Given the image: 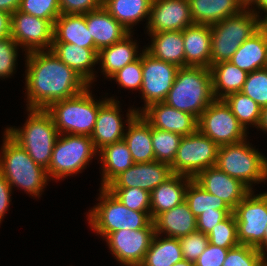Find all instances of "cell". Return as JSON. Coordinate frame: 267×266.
Segmentation results:
<instances>
[{
  "mask_svg": "<svg viewBox=\"0 0 267 266\" xmlns=\"http://www.w3.org/2000/svg\"><path fill=\"white\" fill-rule=\"evenodd\" d=\"M185 201L195 217L202 212L218 210H232L220 197L210 194L194 179H192L186 189Z\"/></svg>",
  "mask_w": 267,
  "mask_h": 266,
  "instance_id": "cell-35",
  "label": "cell"
},
{
  "mask_svg": "<svg viewBox=\"0 0 267 266\" xmlns=\"http://www.w3.org/2000/svg\"><path fill=\"white\" fill-rule=\"evenodd\" d=\"M98 154L88 135L59 134L46 170L49 179H63L81 172ZM51 177V178H50Z\"/></svg>",
  "mask_w": 267,
  "mask_h": 266,
  "instance_id": "cell-9",
  "label": "cell"
},
{
  "mask_svg": "<svg viewBox=\"0 0 267 266\" xmlns=\"http://www.w3.org/2000/svg\"><path fill=\"white\" fill-rule=\"evenodd\" d=\"M240 244L257 248L267 226V193L251 191L234 209Z\"/></svg>",
  "mask_w": 267,
  "mask_h": 266,
  "instance_id": "cell-12",
  "label": "cell"
},
{
  "mask_svg": "<svg viewBox=\"0 0 267 266\" xmlns=\"http://www.w3.org/2000/svg\"><path fill=\"white\" fill-rule=\"evenodd\" d=\"M120 101L113 97L99 107L94 130L90 136L97 151L124 138V123L120 114Z\"/></svg>",
  "mask_w": 267,
  "mask_h": 266,
  "instance_id": "cell-20",
  "label": "cell"
},
{
  "mask_svg": "<svg viewBox=\"0 0 267 266\" xmlns=\"http://www.w3.org/2000/svg\"><path fill=\"white\" fill-rule=\"evenodd\" d=\"M210 70L215 99H224L231 93L241 92L248 75L230 61L213 64Z\"/></svg>",
  "mask_w": 267,
  "mask_h": 266,
  "instance_id": "cell-32",
  "label": "cell"
},
{
  "mask_svg": "<svg viewBox=\"0 0 267 266\" xmlns=\"http://www.w3.org/2000/svg\"><path fill=\"white\" fill-rule=\"evenodd\" d=\"M223 100L246 131L247 125L257 126L258 129L261 119V107L257 102L242 92L231 93Z\"/></svg>",
  "mask_w": 267,
  "mask_h": 266,
  "instance_id": "cell-36",
  "label": "cell"
},
{
  "mask_svg": "<svg viewBox=\"0 0 267 266\" xmlns=\"http://www.w3.org/2000/svg\"><path fill=\"white\" fill-rule=\"evenodd\" d=\"M194 180L207 192L224 200L232 210L251 192L245 184L217 166L201 171Z\"/></svg>",
  "mask_w": 267,
  "mask_h": 266,
  "instance_id": "cell-19",
  "label": "cell"
},
{
  "mask_svg": "<svg viewBox=\"0 0 267 266\" xmlns=\"http://www.w3.org/2000/svg\"><path fill=\"white\" fill-rule=\"evenodd\" d=\"M173 266H194V263L183 259V260L177 262L176 264H174Z\"/></svg>",
  "mask_w": 267,
  "mask_h": 266,
  "instance_id": "cell-59",
  "label": "cell"
},
{
  "mask_svg": "<svg viewBox=\"0 0 267 266\" xmlns=\"http://www.w3.org/2000/svg\"><path fill=\"white\" fill-rule=\"evenodd\" d=\"M107 189L127 208L133 211H150V192L138 187Z\"/></svg>",
  "mask_w": 267,
  "mask_h": 266,
  "instance_id": "cell-40",
  "label": "cell"
},
{
  "mask_svg": "<svg viewBox=\"0 0 267 266\" xmlns=\"http://www.w3.org/2000/svg\"><path fill=\"white\" fill-rule=\"evenodd\" d=\"M3 138L0 173L11 188L18 187L33 197H40L39 194L49 181L46 169L36 164L25 149L6 131Z\"/></svg>",
  "mask_w": 267,
  "mask_h": 266,
  "instance_id": "cell-3",
  "label": "cell"
},
{
  "mask_svg": "<svg viewBox=\"0 0 267 266\" xmlns=\"http://www.w3.org/2000/svg\"><path fill=\"white\" fill-rule=\"evenodd\" d=\"M172 175L171 166L167 163L159 161L134 163L119 174L106 188L138 187L151 193Z\"/></svg>",
  "mask_w": 267,
  "mask_h": 266,
  "instance_id": "cell-17",
  "label": "cell"
},
{
  "mask_svg": "<svg viewBox=\"0 0 267 266\" xmlns=\"http://www.w3.org/2000/svg\"><path fill=\"white\" fill-rule=\"evenodd\" d=\"M61 14H86L99 9L103 0H59Z\"/></svg>",
  "mask_w": 267,
  "mask_h": 266,
  "instance_id": "cell-47",
  "label": "cell"
},
{
  "mask_svg": "<svg viewBox=\"0 0 267 266\" xmlns=\"http://www.w3.org/2000/svg\"><path fill=\"white\" fill-rule=\"evenodd\" d=\"M26 55L27 109H47L53 102L73 97L90 84L51 50Z\"/></svg>",
  "mask_w": 267,
  "mask_h": 266,
  "instance_id": "cell-1",
  "label": "cell"
},
{
  "mask_svg": "<svg viewBox=\"0 0 267 266\" xmlns=\"http://www.w3.org/2000/svg\"><path fill=\"white\" fill-rule=\"evenodd\" d=\"M17 42L10 36L0 40V78H8L16 69Z\"/></svg>",
  "mask_w": 267,
  "mask_h": 266,
  "instance_id": "cell-45",
  "label": "cell"
},
{
  "mask_svg": "<svg viewBox=\"0 0 267 266\" xmlns=\"http://www.w3.org/2000/svg\"><path fill=\"white\" fill-rule=\"evenodd\" d=\"M215 100L210 68L180 67L165 103L199 119Z\"/></svg>",
  "mask_w": 267,
  "mask_h": 266,
  "instance_id": "cell-2",
  "label": "cell"
},
{
  "mask_svg": "<svg viewBox=\"0 0 267 266\" xmlns=\"http://www.w3.org/2000/svg\"><path fill=\"white\" fill-rule=\"evenodd\" d=\"M211 7V25L226 19L227 17L239 14L243 7L237 0H212Z\"/></svg>",
  "mask_w": 267,
  "mask_h": 266,
  "instance_id": "cell-46",
  "label": "cell"
},
{
  "mask_svg": "<svg viewBox=\"0 0 267 266\" xmlns=\"http://www.w3.org/2000/svg\"><path fill=\"white\" fill-rule=\"evenodd\" d=\"M130 32L122 40L112 44L111 46L102 48L98 52V62L101 63V69L105 77L110 78L125 65L135 61L140 53L138 45L131 38Z\"/></svg>",
  "mask_w": 267,
  "mask_h": 266,
  "instance_id": "cell-29",
  "label": "cell"
},
{
  "mask_svg": "<svg viewBox=\"0 0 267 266\" xmlns=\"http://www.w3.org/2000/svg\"><path fill=\"white\" fill-rule=\"evenodd\" d=\"M256 9L263 10L264 13L267 12V0H258V2L255 4Z\"/></svg>",
  "mask_w": 267,
  "mask_h": 266,
  "instance_id": "cell-58",
  "label": "cell"
},
{
  "mask_svg": "<svg viewBox=\"0 0 267 266\" xmlns=\"http://www.w3.org/2000/svg\"><path fill=\"white\" fill-rule=\"evenodd\" d=\"M21 0H0V10L13 14L19 9Z\"/></svg>",
  "mask_w": 267,
  "mask_h": 266,
  "instance_id": "cell-53",
  "label": "cell"
},
{
  "mask_svg": "<svg viewBox=\"0 0 267 266\" xmlns=\"http://www.w3.org/2000/svg\"><path fill=\"white\" fill-rule=\"evenodd\" d=\"M99 199L87 217L90 228L103 238L117 230L145 228L152 221L150 211L127 208L107 188L101 187Z\"/></svg>",
  "mask_w": 267,
  "mask_h": 266,
  "instance_id": "cell-6",
  "label": "cell"
},
{
  "mask_svg": "<svg viewBox=\"0 0 267 266\" xmlns=\"http://www.w3.org/2000/svg\"><path fill=\"white\" fill-rule=\"evenodd\" d=\"M155 234L151 221L139 230L122 229L109 233L104 239L115 259L125 266H140Z\"/></svg>",
  "mask_w": 267,
  "mask_h": 266,
  "instance_id": "cell-14",
  "label": "cell"
},
{
  "mask_svg": "<svg viewBox=\"0 0 267 266\" xmlns=\"http://www.w3.org/2000/svg\"><path fill=\"white\" fill-rule=\"evenodd\" d=\"M12 188L6 178L0 173V223L8 211L11 202Z\"/></svg>",
  "mask_w": 267,
  "mask_h": 266,
  "instance_id": "cell-51",
  "label": "cell"
},
{
  "mask_svg": "<svg viewBox=\"0 0 267 266\" xmlns=\"http://www.w3.org/2000/svg\"><path fill=\"white\" fill-rule=\"evenodd\" d=\"M260 254L267 260L265 251L267 252V226L265 228L264 237L262 243L256 248Z\"/></svg>",
  "mask_w": 267,
  "mask_h": 266,
  "instance_id": "cell-55",
  "label": "cell"
},
{
  "mask_svg": "<svg viewBox=\"0 0 267 266\" xmlns=\"http://www.w3.org/2000/svg\"><path fill=\"white\" fill-rule=\"evenodd\" d=\"M241 92L263 108L267 106V68L248 73Z\"/></svg>",
  "mask_w": 267,
  "mask_h": 266,
  "instance_id": "cell-39",
  "label": "cell"
},
{
  "mask_svg": "<svg viewBox=\"0 0 267 266\" xmlns=\"http://www.w3.org/2000/svg\"><path fill=\"white\" fill-rule=\"evenodd\" d=\"M183 258L194 263L209 244L207 235L200 231L179 238Z\"/></svg>",
  "mask_w": 267,
  "mask_h": 266,
  "instance_id": "cell-44",
  "label": "cell"
},
{
  "mask_svg": "<svg viewBox=\"0 0 267 266\" xmlns=\"http://www.w3.org/2000/svg\"><path fill=\"white\" fill-rule=\"evenodd\" d=\"M259 13L253 6L211 25V65L229 61L239 46L260 29Z\"/></svg>",
  "mask_w": 267,
  "mask_h": 266,
  "instance_id": "cell-7",
  "label": "cell"
},
{
  "mask_svg": "<svg viewBox=\"0 0 267 266\" xmlns=\"http://www.w3.org/2000/svg\"><path fill=\"white\" fill-rule=\"evenodd\" d=\"M228 250L209 243L204 252L194 262V266H222Z\"/></svg>",
  "mask_w": 267,
  "mask_h": 266,
  "instance_id": "cell-49",
  "label": "cell"
},
{
  "mask_svg": "<svg viewBox=\"0 0 267 266\" xmlns=\"http://www.w3.org/2000/svg\"><path fill=\"white\" fill-rule=\"evenodd\" d=\"M139 109H129L127 113V129L123 140L126 142L134 163L155 161L151 140V125L138 114Z\"/></svg>",
  "mask_w": 267,
  "mask_h": 266,
  "instance_id": "cell-21",
  "label": "cell"
},
{
  "mask_svg": "<svg viewBox=\"0 0 267 266\" xmlns=\"http://www.w3.org/2000/svg\"><path fill=\"white\" fill-rule=\"evenodd\" d=\"M86 25L93 36L95 49L102 48L122 40L130 31L111 16L102 6L99 9L84 14Z\"/></svg>",
  "mask_w": 267,
  "mask_h": 266,
  "instance_id": "cell-22",
  "label": "cell"
},
{
  "mask_svg": "<svg viewBox=\"0 0 267 266\" xmlns=\"http://www.w3.org/2000/svg\"><path fill=\"white\" fill-rule=\"evenodd\" d=\"M219 146L199 130L183 136L171 170L173 174L195 178L201 171L216 166Z\"/></svg>",
  "mask_w": 267,
  "mask_h": 266,
  "instance_id": "cell-10",
  "label": "cell"
},
{
  "mask_svg": "<svg viewBox=\"0 0 267 266\" xmlns=\"http://www.w3.org/2000/svg\"><path fill=\"white\" fill-rule=\"evenodd\" d=\"M261 266H267V260Z\"/></svg>",
  "mask_w": 267,
  "mask_h": 266,
  "instance_id": "cell-60",
  "label": "cell"
},
{
  "mask_svg": "<svg viewBox=\"0 0 267 266\" xmlns=\"http://www.w3.org/2000/svg\"><path fill=\"white\" fill-rule=\"evenodd\" d=\"M233 213V210H218L202 212L199 216L196 217L197 222V231L208 235L212 228L216 226L219 222L226 219L230 214Z\"/></svg>",
  "mask_w": 267,
  "mask_h": 266,
  "instance_id": "cell-48",
  "label": "cell"
},
{
  "mask_svg": "<svg viewBox=\"0 0 267 266\" xmlns=\"http://www.w3.org/2000/svg\"><path fill=\"white\" fill-rule=\"evenodd\" d=\"M190 14L194 24L211 26V7L209 0H189Z\"/></svg>",
  "mask_w": 267,
  "mask_h": 266,
  "instance_id": "cell-50",
  "label": "cell"
},
{
  "mask_svg": "<svg viewBox=\"0 0 267 266\" xmlns=\"http://www.w3.org/2000/svg\"><path fill=\"white\" fill-rule=\"evenodd\" d=\"M140 114L151 127L181 136L190 135L198 130V119L194 115L177 110L165 102L151 104Z\"/></svg>",
  "mask_w": 267,
  "mask_h": 266,
  "instance_id": "cell-18",
  "label": "cell"
},
{
  "mask_svg": "<svg viewBox=\"0 0 267 266\" xmlns=\"http://www.w3.org/2000/svg\"><path fill=\"white\" fill-rule=\"evenodd\" d=\"M266 15L264 16V18L259 19V27H260V30L265 34L267 35V12H265Z\"/></svg>",
  "mask_w": 267,
  "mask_h": 266,
  "instance_id": "cell-57",
  "label": "cell"
},
{
  "mask_svg": "<svg viewBox=\"0 0 267 266\" xmlns=\"http://www.w3.org/2000/svg\"><path fill=\"white\" fill-rule=\"evenodd\" d=\"M151 38L146 51L162 61L185 67L184 41L182 31L148 33Z\"/></svg>",
  "mask_w": 267,
  "mask_h": 266,
  "instance_id": "cell-30",
  "label": "cell"
},
{
  "mask_svg": "<svg viewBox=\"0 0 267 266\" xmlns=\"http://www.w3.org/2000/svg\"><path fill=\"white\" fill-rule=\"evenodd\" d=\"M53 30L54 25L47 19L32 16L19 9L11 14V37L20 47H24L26 54L50 50Z\"/></svg>",
  "mask_w": 267,
  "mask_h": 266,
  "instance_id": "cell-15",
  "label": "cell"
},
{
  "mask_svg": "<svg viewBox=\"0 0 267 266\" xmlns=\"http://www.w3.org/2000/svg\"><path fill=\"white\" fill-rule=\"evenodd\" d=\"M27 111L28 119L23 127H9L5 131L25 149L36 164L47 170L59 135L57 127L46 109H27Z\"/></svg>",
  "mask_w": 267,
  "mask_h": 266,
  "instance_id": "cell-4",
  "label": "cell"
},
{
  "mask_svg": "<svg viewBox=\"0 0 267 266\" xmlns=\"http://www.w3.org/2000/svg\"><path fill=\"white\" fill-rule=\"evenodd\" d=\"M229 61L247 73L266 68L267 35L259 29L239 46Z\"/></svg>",
  "mask_w": 267,
  "mask_h": 266,
  "instance_id": "cell-28",
  "label": "cell"
},
{
  "mask_svg": "<svg viewBox=\"0 0 267 266\" xmlns=\"http://www.w3.org/2000/svg\"><path fill=\"white\" fill-rule=\"evenodd\" d=\"M258 128L267 132V106L261 108V119Z\"/></svg>",
  "mask_w": 267,
  "mask_h": 266,
  "instance_id": "cell-54",
  "label": "cell"
},
{
  "mask_svg": "<svg viewBox=\"0 0 267 266\" xmlns=\"http://www.w3.org/2000/svg\"><path fill=\"white\" fill-rule=\"evenodd\" d=\"M183 136L151 127L152 147L155 161L172 165Z\"/></svg>",
  "mask_w": 267,
  "mask_h": 266,
  "instance_id": "cell-37",
  "label": "cell"
},
{
  "mask_svg": "<svg viewBox=\"0 0 267 266\" xmlns=\"http://www.w3.org/2000/svg\"><path fill=\"white\" fill-rule=\"evenodd\" d=\"M53 42L95 48L84 14H60L54 22Z\"/></svg>",
  "mask_w": 267,
  "mask_h": 266,
  "instance_id": "cell-27",
  "label": "cell"
},
{
  "mask_svg": "<svg viewBox=\"0 0 267 266\" xmlns=\"http://www.w3.org/2000/svg\"><path fill=\"white\" fill-rule=\"evenodd\" d=\"M237 1L243 7V9H250L252 8L253 5H255L258 2V0H237Z\"/></svg>",
  "mask_w": 267,
  "mask_h": 266,
  "instance_id": "cell-56",
  "label": "cell"
},
{
  "mask_svg": "<svg viewBox=\"0 0 267 266\" xmlns=\"http://www.w3.org/2000/svg\"><path fill=\"white\" fill-rule=\"evenodd\" d=\"M179 67L153 57L145 49L142 50V86L140 92L144 99V107L140 114L151 104L164 102L175 81Z\"/></svg>",
  "mask_w": 267,
  "mask_h": 266,
  "instance_id": "cell-13",
  "label": "cell"
},
{
  "mask_svg": "<svg viewBox=\"0 0 267 266\" xmlns=\"http://www.w3.org/2000/svg\"><path fill=\"white\" fill-rule=\"evenodd\" d=\"M160 236V234H154L140 266H173L184 259L178 238H160Z\"/></svg>",
  "mask_w": 267,
  "mask_h": 266,
  "instance_id": "cell-34",
  "label": "cell"
},
{
  "mask_svg": "<svg viewBox=\"0 0 267 266\" xmlns=\"http://www.w3.org/2000/svg\"><path fill=\"white\" fill-rule=\"evenodd\" d=\"M63 63L75 70L90 85L95 81V64H98V51L95 48L80 47L77 44L52 42L50 49Z\"/></svg>",
  "mask_w": 267,
  "mask_h": 266,
  "instance_id": "cell-25",
  "label": "cell"
},
{
  "mask_svg": "<svg viewBox=\"0 0 267 266\" xmlns=\"http://www.w3.org/2000/svg\"><path fill=\"white\" fill-rule=\"evenodd\" d=\"M216 166L251 191L253 183L267 180V157L253 148L247 139L219 146Z\"/></svg>",
  "mask_w": 267,
  "mask_h": 266,
  "instance_id": "cell-8",
  "label": "cell"
},
{
  "mask_svg": "<svg viewBox=\"0 0 267 266\" xmlns=\"http://www.w3.org/2000/svg\"><path fill=\"white\" fill-rule=\"evenodd\" d=\"M155 233L166 237L181 238L197 231L196 217L184 200L169 211L159 214L154 220Z\"/></svg>",
  "mask_w": 267,
  "mask_h": 266,
  "instance_id": "cell-26",
  "label": "cell"
},
{
  "mask_svg": "<svg viewBox=\"0 0 267 266\" xmlns=\"http://www.w3.org/2000/svg\"><path fill=\"white\" fill-rule=\"evenodd\" d=\"M193 178L173 174L150 193V217L152 221L161 213L169 211L185 200L189 182Z\"/></svg>",
  "mask_w": 267,
  "mask_h": 266,
  "instance_id": "cell-24",
  "label": "cell"
},
{
  "mask_svg": "<svg viewBox=\"0 0 267 266\" xmlns=\"http://www.w3.org/2000/svg\"><path fill=\"white\" fill-rule=\"evenodd\" d=\"M11 36V14L0 10V40Z\"/></svg>",
  "mask_w": 267,
  "mask_h": 266,
  "instance_id": "cell-52",
  "label": "cell"
},
{
  "mask_svg": "<svg viewBox=\"0 0 267 266\" xmlns=\"http://www.w3.org/2000/svg\"><path fill=\"white\" fill-rule=\"evenodd\" d=\"M147 31H183L193 25L189 0H153Z\"/></svg>",
  "mask_w": 267,
  "mask_h": 266,
  "instance_id": "cell-16",
  "label": "cell"
},
{
  "mask_svg": "<svg viewBox=\"0 0 267 266\" xmlns=\"http://www.w3.org/2000/svg\"><path fill=\"white\" fill-rule=\"evenodd\" d=\"M102 162V188H106L119 174L134 164L124 140L104 146L98 151Z\"/></svg>",
  "mask_w": 267,
  "mask_h": 266,
  "instance_id": "cell-31",
  "label": "cell"
},
{
  "mask_svg": "<svg viewBox=\"0 0 267 266\" xmlns=\"http://www.w3.org/2000/svg\"><path fill=\"white\" fill-rule=\"evenodd\" d=\"M207 236L209 243L214 246L230 249L239 245L234 214H230L226 219L216 224Z\"/></svg>",
  "mask_w": 267,
  "mask_h": 266,
  "instance_id": "cell-38",
  "label": "cell"
},
{
  "mask_svg": "<svg viewBox=\"0 0 267 266\" xmlns=\"http://www.w3.org/2000/svg\"><path fill=\"white\" fill-rule=\"evenodd\" d=\"M153 0H103V7L130 32L134 24L149 20Z\"/></svg>",
  "mask_w": 267,
  "mask_h": 266,
  "instance_id": "cell-33",
  "label": "cell"
},
{
  "mask_svg": "<svg viewBox=\"0 0 267 266\" xmlns=\"http://www.w3.org/2000/svg\"><path fill=\"white\" fill-rule=\"evenodd\" d=\"M110 79L116 80L121 87L140 91L143 81L142 53H140V56L135 61L125 65L122 69L113 74Z\"/></svg>",
  "mask_w": 267,
  "mask_h": 266,
  "instance_id": "cell-43",
  "label": "cell"
},
{
  "mask_svg": "<svg viewBox=\"0 0 267 266\" xmlns=\"http://www.w3.org/2000/svg\"><path fill=\"white\" fill-rule=\"evenodd\" d=\"M185 67H211V26L193 24L183 31Z\"/></svg>",
  "mask_w": 267,
  "mask_h": 266,
  "instance_id": "cell-23",
  "label": "cell"
},
{
  "mask_svg": "<svg viewBox=\"0 0 267 266\" xmlns=\"http://www.w3.org/2000/svg\"><path fill=\"white\" fill-rule=\"evenodd\" d=\"M265 261L256 248L239 244L228 250L222 266H261Z\"/></svg>",
  "mask_w": 267,
  "mask_h": 266,
  "instance_id": "cell-41",
  "label": "cell"
},
{
  "mask_svg": "<svg viewBox=\"0 0 267 266\" xmlns=\"http://www.w3.org/2000/svg\"><path fill=\"white\" fill-rule=\"evenodd\" d=\"M90 87L73 97L55 101L46 109L51 114L59 134L91 136L99 107L107 99L95 101Z\"/></svg>",
  "mask_w": 267,
  "mask_h": 266,
  "instance_id": "cell-5",
  "label": "cell"
},
{
  "mask_svg": "<svg viewBox=\"0 0 267 266\" xmlns=\"http://www.w3.org/2000/svg\"><path fill=\"white\" fill-rule=\"evenodd\" d=\"M19 10L38 18L47 19L53 25L61 14L59 0H21Z\"/></svg>",
  "mask_w": 267,
  "mask_h": 266,
  "instance_id": "cell-42",
  "label": "cell"
},
{
  "mask_svg": "<svg viewBox=\"0 0 267 266\" xmlns=\"http://www.w3.org/2000/svg\"><path fill=\"white\" fill-rule=\"evenodd\" d=\"M198 130L218 146L240 142L247 131L223 99H215L200 115Z\"/></svg>",
  "mask_w": 267,
  "mask_h": 266,
  "instance_id": "cell-11",
  "label": "cell"
}]
</instances>
